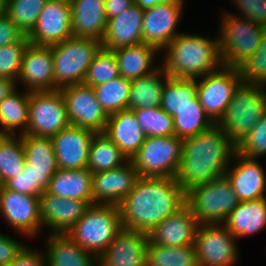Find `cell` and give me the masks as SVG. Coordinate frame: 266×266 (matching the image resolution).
<instances>
[{
    "label": "cell",
    "mask_w": 266,
    "mask_h": 266,
    "mask_svg": "<svg viewBox=\"0 0 266 266\" xmlns=\"http://www.w3.org/2000/svg\"><path fill=\"white\" fill-rule=\"evenodd\" d=\"M186 192L175 177H139L118 205L122 227L149 234L186 203Z\"/></svg>",
    "instance_id": "1"
},
{
    "label": "cell",
    "mask_w": 266,
    "mask_h": 266,
    "mask_svg": "<svg viewBox=\"0 0 266 266\" xmlns=\"http://www.w3.org/2000/svg\"><path fill=\"white\" fill-rule=\"evenodd\" d=\"M236 152V144L215 124L183 139L182 159L176 180L186 192L197 185L225 175Z\"/></svg>",
    "instance_id": "2"
},
{
    "label": "cell",
    "mask_w": 266,
    "mask_h": 266,
    "mask_svg": "<svg viewBox=\"0 0 266 266\" xmlns=\"http://www.w3.org/2000/svg\"><path fill=\"white\" fill-rule=\"evenodd\" d=\"M162 51L161 67L174 78L197 79L223 66L218 36L180 33Z\"/></svg>",
    "instance_id": "3"
},
{
    "label": "cell",
    "mask_w": 266,
    "mask_h": 266,
    "mask_svg": "<svg viewBox=\"0 0 266 266\" xmlns=\"http://www.w3.org/2000/svg\"><path fill=\"white\" fill-rule=\"evenodd\" d=\"M266 113V85L241 82L217 125L237 144Z\"/></svg>",
    "instance_id": "4"
},
{
    "label": "cell",
    "mask_w": 266,
    "mask_h": 266,
    "mask_svg": "<svg viewBox=\"0 0 266 266\" xmlns=\"http://www.w3.org/2000/svg\"><path fill=\"white\" fill-rule=\"evenodd\" d=\"M122 228L117 205L93 204L66 235L98 258Z\"/></svg>",
    "instance_id": "5"
},
{
    "label": "cell",
    "mask_w": 266,
    "mask_h": 266,
    "mask_svg": "<svg viewBox=\"0 0 266 266\" xmlns=\"http://www.w3.org/2000/svg\"><path fill=\"white\" fill-rule=\"evenodd\" d=\"M221 17L218 43L222 64L238 68L258 50L264 26L233 13Z\"/></svg>",
    "instance_id": "6"
},
{
    "label": "cell",
    "mask_w": 266,
    "mask_h": 266,
    "mask_svg": "<svg viewBox=\"0 0 266 266\" xmlns=\"http://www.w3.org/2000/svg\"><path fill=\"white\" fill-rule=\"evenodd\" d=\"M185 203L200 225L223 224L240 200L224 175L190 188Z\"/></svg>",
    "instance_id": "7"
},
{
    "label": "cell",
    "mask_w": 266,
    "mask_h": 266,
    "mask_svg": "<svg viewBox=\"0 0 266 266\" xmlns=\"http://www.w3.org/2000/svg\"><path fill=\"white\" fill-rule=\"evenodd\" d=\"M102 43L92 38L71 37L52 45L55 90L81 84Z\"/></svg>",
    "instance_id": "8"
},
{
    "label": "cell",
    "mask_w": 266,
    "mask_h": 266,
    "mask_svg": "<svg viewBox=\"0 0 266 266\" xmlns=\"http://www.w3.org/2000/svg\"><path fill=\"white\" fill-rule=\"evenodd\" d=\"M183 139L176 135L146 137L130 160L141 177H176L182 159Z\"/></svg>",
    "instance_id": "9"
},
{
    "label": "cell",
    "mask_w": 266,
    "mask_h": 266,
    "mask_svg": "<svg viewBox=\"0 0 266 266\" xmlns=\"http://www.w3.org/2000/svg\"><path fill=\"white\" fill-rule=\"evenodd\" d=\"M70 125L61 90L30 92L29 121L24 134L52 137Z\"/></svg>",
    "instance_id": "10"
},
{
    "label": "cell",
    "mask_w": 266,
    "mask_h": 266,
    "mask_svg": "<svg viewBox=\"0 0 266 266\" xmlns=\"http://www.w3.org/2000/svg\"><path fill=\"white\" fill-rule=\"evenodd\" d=\"M197 79L198 100L210 119L217 124L242 82L239 69L222 66Z\"/></svg>",
    "instance_id": "11"
},
{
    "label": "cell",
    "mask_w": 266,
    "mask_h": 266,
    "mask_svg": "<svg viewBox=\"0 0 266 266\" xmlns=\"http://www.w3.org/2000/svg\"><path fill=\"white\" fill-rule=\"evenodd\" d=\"M237 238L223 224H201L195 247L199 266H234L239 260Z\"/></svg>",
    "instance_id": "12"
},
{
    "label": "cell",
    "mask_w": 266,
    "mask_h": 266,
    "mask_svg": "<svg viewBox=\"0 0 266 266\" xmlns=\"http://www.w3.org/2000/svg\"><path fill=\"white\" fill-rule=\"evenodd\" d=\"M66 102L69 122L72 126L104 133L108 115L96 99L94 90L86 84H76L60 89Z\"/></svg>",
    "instance_id": "13"
},
{
    "label": "cell",
    "mask_w": 266,
    "mask_h": 266,
    "mask_svg": "<svg viewBox=\"0 0 266 266\" xmlns=\"http://www.w3.org/2000/svg\"><path fill=\"white\" fill-rule=\"evenodd\" d=\"M0 213L13 229L27 238L41 231L40 197L23 194L4 186L0 189Z\"/></svg>",
    "instance_id": "14"
},
{
    "label": "cell",
    "mask_w": 266,
    "mask_h": 266,
    "mask_svg": "<svg viewBox=\"0 0 266 266\" xmlns=\"http://www.w3.org/2000/svg\"><path fill=\"white\" fill-rule=\"evenodd\" d=\"M72 37V7L68 0H48L32 31L31 44L52 46Z\"/></svg>",
    "instance_id": "15"
},
{
    "label": "cell",
    "mask_w": 266,
    "mask_h": 266,
    "mask_svg": "<svg viewBox=\"0 0 266 266\" xmlns=\"http://www.w3.org/2000/svg\"><path fill=\"white\" fill-rule=\"evenodd\" d=\"M183 2H163L144 10L142 24L143 43L162 51L176 36L181 20Z\"/></svg>",
    "instance_id": "16"
},
{
    "label": "cell",
    "mask_w": 266,
    "mask_h": 266,
    "mask_svg": "<svg viewBox=\"0 0 266 266\" xmlns=\"http://www.w3.org/2000/svg\"><path fill=\"white\" fill-rule=\"evenodd\" d=\"M138 171L129 160L123 166L92 174V205H119L134 189Z\"/></svg>",
    "instance_id": "17"
},
{
    "label": "cell",
    "mask_w": 266,
    "mask_h": 266,
    "mask_svg": "<svg viewBox=\"0 0 266 266\" xmlns=\"http://www.w3.org/2000/svg\"><path fill=\"white\" fill-rule=\"evenodd\" d=\"M149 236L122 228L98 257V266H146Z\"/></svg>",
    "instance_id": "18"
},
{
    "label": "cell",
    "mask_w": 266,
    "mask_h": 266,
    "mask_svg": "<svg viewBox=\"0 0 266 266\" xmlns=\"http://www.w3.org/2000/svg\"><path fill=\"white\" fill-rule=\"evenodd\" d=\"M18 80L29 92L55 90L51 46L28 44L23 54Z\"/></svg>",
    "instance_id": "19"
},
{
    "label": "cell",
    "mask_w": 266,
    "mask_h": 266,
    "mask_svg": "<svg viewBox=\"0 0 266 266\" xmlns=\"http://www.w3.org/2000/svg\"><path fill=\"white\" fill-rule=\"evenodd\" d=\"M95 132L70 125L52 136L54 152L60 169H84L89 160L90 142Z\"/></svg>",
    "instance_id": "20"
},
{
    "label": "cell",
    "mask_w": 266,
    "mask_h": 266,
    "mask_svg": "<svg viewBox=\"0 0 266 266\" xmlns=\"http://www.w3.org/2000/svg\"><path fill=\"white\" fill-rule=\"evenodd\" d=\"M91 205L87 201L66 199L47 192L40 196L42 225L50 234H67Z\"/></svg>",
    "instance_id": "21"
},
{
    "label": "cell",
    "mask_w": 266,
    "mask_h": 266,
    "mask_svg": "<svg viewBox=\"0 0 266 266\" xmlns=\"http://www.w3.org/2000/svg\"><path fill=\"white\" fill-rule=\"evenodd\" d=\"M232 159V162L236 161V164L232 168L229 165L225 176L230 181L238 199L251 201L266 197V176L257 159L242 156L237 152Z\"/></svg>",
    "instance_id": "22"
},
{
    "label": "cell",
    "mask_w": 266,
    "mask_h": 266,
    "mask_svg": "<svg viewBox=\"0 0 266 266\" xmlns=\"http://www.w3.org/2000/svg\"><path fill=\"white\" fill-rule=\"evenodd\" d=\"M199 225L191 209L185 204L157 225L148 234L149 240L161 246L194 245Z\"/></svg>",
    "instance_id": "23"
},
{
    "label": "cell",
    "mask_w": 266,
    "mask_h": 266,
    "mask_svg": "<svg viewBox=\"0 0 266 266\" xmlns=\"http://www.w3.org/2000/svg\"><path fill=\"white\" fill-rule=\"evenodd\" d=\"M144 9L136 3L119 15L107 20L102 47L115 50L124 46L142 44Z\"/></svg>",
    "instance_id": "24"
},
{
    "label": "cell",
    "mask_w": 266,
    "mask_h": 266,
    "mask_svg": "<svg viewBox=\"0 0 266 266\" xmlns=\"http://www.w3.org/2000/svg\"><path fill=\"white\" fill-rule=\"evenodd\" d=\"M72 37L92 38L102 42L107 17L105 0H71Z\"/></svg>",
    "instance_id": "25"
},
{
    "label": "cell",
    "mask_w": 266,
    "mask_h": 266,
    "mask_svg": "<svg viewBox=\"0 0 266 266\" xmlns=\"http://www.w3.org/2000/svg\"><path fill=\"white\" fill-rule=\"evenodd\" d=\"M104 134L119 147L128 160L140 150L146 139L134 112L128 109L108 117Z\"/></svg>",
    "instance_id": "26"
},
{
    "label": "cell",
    "mask_w": 266,
    "mask_h": 266,
    "mask_svg": "<svg viewBox=\"0 0 266 266\" xmlns=\"http://www.w3.org/2000/svg\"><path fill=\"white\" fill-rule=\"evenodd\" d=\"M223 225L236 238L255 235L266 229V197L240 201L227 216Z\"/></svg>",
    "instance_id": "27"
},
{
    "label": "cell",
    "mask_w": 266,
    "mask_h": 266,
    "mask_svg": "<svg viewBox=\"0 0 266 266\" xmlns=\"http://www.w3.org/2000/svg\"><path fill=\"white\" fill-rule=\"evenodd\" d=\"M44 251L47 266H98V258L66 234H51Z\"/></svg>",
    "instance_id": "28"
},
{
    "label": "cell",
    "mask_w": 266,
    "mask_h": 266,
    "mask_svg": "<svg viewBox=\"0 0 266 266\" xmlns=\"http://www.w3.org/2000/svg\"><path fill=\"white\" fill-rule=\"evenodd\" d=\"M46 192L92 205V173L87 169H58L50 178Z\"/></svg>",
    "instance_id": "29"
},
{
    "label": "cell",
    "mask_w": 266,
    "mask_h": 266,
    "mask_svg": "<svg viewBox=\"0 0 266 266\" xmlns=\"http://www.w3.org/2000/svg\"><path fill=\"white\" fill-rule=\"evenodd\" d=\"M117 59L120 76L134 80L155 72L159 67L153 65L155 55L160 51L154 46L142 43L124 46L113 50Z\"/></svg>",
    "instance_id": "30"
},
{
    "label": "cell",
    "mask_w": 266,
    "mask_h": 266,
    "mask_svg": "<svg viewBox=\"0 0 266 266\" xmlns=\"http://www.w3.org/2000/svg\"><path fill=\"white\" fill-rule=\"evenodd\" d=\"M158 66L155 72L131 80L128 110L160 107L164 80L169 75Z\"/></svg>",
    "instance_id": "31"
},
{
    "label": "cell",
    "mask_w": 266,
    "mask_h": 266,
    "mask_svg": "<svg viewBox=\"0 0 266 266\" xmlns=\"http://www.w3.org/2000/svg\"><path fill=\"white\" fill-rule=\"evenodd\" d=\"M16 90L0 103V135L24 134L29 121L30 92Z\"/></svg>",
    "instance_id": "32"
},
{
    "label": "cell",
    "mask_w": 266,
    "mask_h": 266,
    "mask_svg": "<svg viewBox=\"0 0 266 266\" xmlns=\"http://www.w3.org/2000/svg\"><path fill=\"white\" fill-rule=\"evenodd\" d=\"M26 162L24 168L45 172L50 178L59 169L51 137L21 134Z\"/></svg>",
    "instance_id": "33"
},
{
    "label": "cell",
    "mask_w": 266,
    "mask_h": 266,
    "mask_svg": "<svg viewBox=\"0 0 266 266\" xmlns=\"http://www.w3.org/2000/svg\"><path fill=\"white\" fill-rule=\"evenodd\" d=\"M129 160L104 133H95L90 142L87 169L93 173L119 168Z\"/></svg>",
    "instance_id": "34"
},
{
    "label": "cell",
    "mask_w": 266,
    "mask_h": 266,
    "mask_svg": "<svg viewBox=\"0 0 266 266\" xmlns=\"http://www.w3.org/2000/svg\"><path fill=\"white\" fill-rule=\"evenodd\" d=\"M197 95V79L168 77L162 89L160 107L172 118Z\"/></svg>",
    "instance_id": "35"
},
{
    "label": "cell",
    "mask_w": 266,
    "mask_h": 266,
    "mask_svg": "<svg viewBox=\"0 0 266 266\" xmlns=\"http://www.w3.org/2000/svg\"><path fill=\"white\" fill-rule=\"evenodd\" d=\"M175 135L185 139L200 134L215 125L205 112L197 95L173 118Z\"/></svg>",
    "instance_id": "36"
},
{
    "label": "cell",
    "mask_w": 266,
    "mask_h": 266,
    "mask_svg": "<svg viewBox=\"0 0 266 266\" xmlns=\"http://www.w3.org/2000/svg\"><path fill=\"white\" fill-rule=\"evenodd\" d=\"M146 266H199L195 244L161 246L149 240Z\"/></svg>",
    "instance_id": "37"
},
{
    "label": "cell",
    "mask_w": 266,
    "mask_h": 266,
    "mask_svg": "<svg viewBox=\"0 0 266 266\" xmlns=\"http://www.w3.org/2000/svg\"><path fill=\"white\" fill-rule=\"evenodd\" d=\"M130 87L131 80L119 76L92 88L102 109L110 116L128 109Z\"/></svg>",
    "instance_id": "38"
},
{
    "label": "cell",
    "mask_w": 266,
    "mask_h": 266,
    "mask_svg": "<svg viewBox=\"0 0 266 266\" xmlns=\"http://www.w3.org/2000/svg\"><path fill=\"white\" fill-rule=\"evenodd\" d=\"M25 162L21 135H0V181L2 185L21 173Z\"/></svg>",
    "instance_id": "39"
},
{
    "label": "cell",
    "mask_w": 266,
    "mask_h": 266,
    "mask_svg": "<svg viewBox=\"0 0 266 266\" xmlns=\"http://www.w3.org/2000/svg\"><path fill=\"white\" fill-rule=\"evenodd\" d=\"M48 0H5V14L27 36Z\"/></svg>",
    "instance_id": "40"
},
{
    "label": "cell",
    "mask_w": 266,
    "mask_h": 266,
    "mask_svg": "<svg viewBox=\"0 0 266 266\" xmlns=\"http://www.w3.org/2000/svg\"><path fill=\"white\" fill-rule=\"evenodd\" d=\"M119 76L120 72L114 51L101 47L86 72L83 84L94 87Z\"/></svg>",
    "instance_id": "41"
},
{
    "label": "cell",
    "mask_w": 266,
    "mask_h": 266,
    "mask_svg": "<svg viewBox=\"0 0 266 266\" xmlns=\"http://www.w3.org/2000/svg\"><path fill=\"white\" fill-rule=\"evenodd\" d=\"M146 137L175 135L173 118L161 107L132 110Z\"/></svg>",
    "instance_id": "42"
},
{
    "label": "cell",
    "mask_w": 266,
    "mask_h": 266,
    "mask_svg": "<svg viewBox=\"0 0 266 266\" xmlns=\"http://www.w3.org/2000/svg\"><path fill=\"white\" fill-rule=\"evenodd\" d=\"M50 177L45 172L24 168L16 177L9 179L3 186L16 192L41 196L49 186Z\"/></svg>",
    "instance_id": "43"
},
{
    "label": "cell",
    "mask_w": 266,
    "mask_h": 266,
    "mask_svg": "<svg viewBox=\"0 0 266 266\" xmlns=\"http://www.w3.org/2000/svg\"><path fill=\"white\" fill-rule=\"evenodd\" d=\"M238 69L242 82L266 85V27L258 50Z\"/></svg>",
    "instance_id": "44"
},
{
    "label": "cell",
    "mask_w": 266,
    "mask_h": 266,
    "mask_svg": "<svg viewBox=\"0 0 266 266\" xmlns=\"http://www.w3.org/2000/svg\"><path fill=\"white\" fill-rule=\"evenodd\" d=\"M29 43L26 36L21 42L0 47V78L18 80L23 54Z\"/></svg>",
    "instance_id": "45"
},
{
    "label": "cell",
    "mask_w": 266,
    "mask_h": 266,
    "mask_svg": "<svg viewBox=\"0 0 266 266\" xmlns=\"http://www.w3.org/2000/svg\"><path fill=\"white\" fill-rule=\"evenodd\" d=\"M236 152L256 159L266 154V113L252 131L236 144Z\"/></svg>",
    "instance_id": "46"
},
{
    "label": "cell",
    "mask_w": 266,
    "mask_h": 266,
    "mask_svg": "<svg viewBox=\"0 0 266 266\" xmlns=\"http://www.w3.org/2000/svg\"><path fill=\"white\" fill-rule=\"evenodd\" d=\"M246 18L266 27V0H232Z\"/></svg>",
    "instance_id": "47"
},
{
    "label": "cell",
    "mask_w": 266,
    "mask_h": 266,
    "mask_svg": "<svg viewBox=\"0 0 266 266\" xmlns=\"http://www.w3.org/2000/svg\"><path fill=\"white\" fill-rule=\"evenodd\" d=\"M25 37L5 13L0 17V47L21 42Z\"/></svg>",
    "instance_id": "48"
},
{
    "label": "cell",
    "mask_w": 266,
    "mask_h": 266,
    "mask_svg": "<svg viewBox=\"0 0 266 266\" xmlns=\"http://www.w3.org/2000/svg\"><path fill=\"white\" fill-rule=\"evenodd\" d=\"M25 245L0 233V266H9Z\"/></svg>",
    "instance_id": "49"
},
{
    "label": "cell",
    "mask_w": 266,
    "mask_h": 266,
    "mask_svg": "<svg viewBox=\"0 0 266 266\" xmlns=\"http://www.w3.org/2000/svg\"><path fill=\"white\" fill-rule=\"evenodd\" d=\"M9 266H47L45 254L24 246Z\"/></svg>",
    "instance_id": "50"
},
{
    "label": "cell",
    "mask_w": 266,
    "mask_h": 266,
    "mask_svg": "<svg viewBox=\"0 0 266 266\" xmlns=\"http://www.w3.org/2000/svg\"><path fill=\"white\" fill-rule=\"evenodd\" d=\"M135 3V0H105L107 20L113 18Z\"/></svg>",
    "instance_id": "51"
},
{
    "label": "cell",
    "mask_w": 266,
    "mask_h": 266,
    "mask_svg": "<svg viewBox=\"0 0 266 266\" xmlns=\"http://www.w3.org/2000/svg\"><path fill=\"white\" fill-rule=\"evenodd\" d=\"M17 82L10 78H0V103L17 90Z\"/></svg>",
    "instance_id": "52"
},
{
    "label": "cell",
    "mask_w": 266,
    "mask_h": 266,
    "mask_svg": "<svg viewBox=\"0 0 266 266\" xmlns=\"http://www.w3.org/2000/svg\"><path fill=\"white\" fill-rule=\"evenodd\" d=\"M185 2L184 0H135V3L141 8V9H148L152 8L153 6L157 4H161L163 2Z\"/></svg>",
    "instance_id": "53"
},
{
    "label": "cell",
    "mask_w": 266,
    "mask_h": 266,
    "mask_svg": "<svg viewBox=\"0 0 266 266\" xmlns=\"http://www.w3.org/2000/svg\"><path fill=\"white\" fill-rule=\"evenodd\" d=\"M5 13V0H0V17Z\"/></svg>",
    "instance_id": "54"
}]
</instances>
